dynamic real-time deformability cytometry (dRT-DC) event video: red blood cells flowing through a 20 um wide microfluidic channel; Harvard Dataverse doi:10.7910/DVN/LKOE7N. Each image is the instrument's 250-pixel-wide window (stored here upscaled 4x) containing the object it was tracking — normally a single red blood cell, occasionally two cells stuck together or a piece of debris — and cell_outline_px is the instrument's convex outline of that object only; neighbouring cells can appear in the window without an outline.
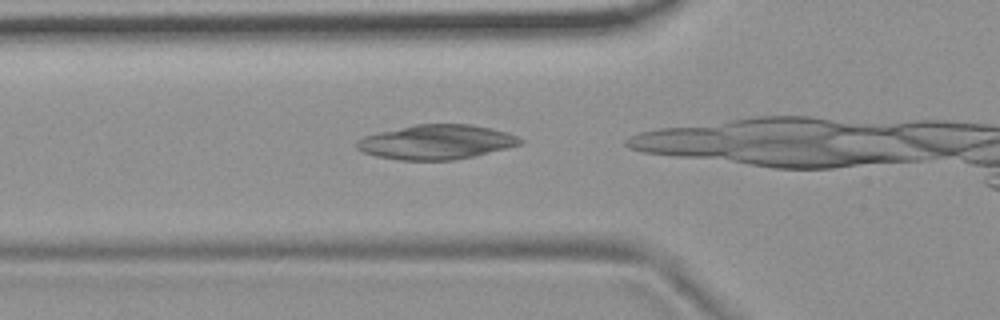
{"species": "common noctule bat (a hibernating species)", "species_latin": "Nyctalus noctula", "temperature_condition": "room temperature", "stored_images_in_passage": 7, "camera_frame_rate_fps": 3000, "um_per_image_px": 0.085, "animal": {"sex": "female", "body_mass_g": 19.9}, "frame": {"image": 1, "passage_image": 2, "time_ms": 0.333, "image_size_px": [1000, 320], "cell_outline_px": [[524, 140], [520, 144], [472, 156], [452, 160], [400, 160], [376, 156], [364, 152], [356, 148], [356, 140], [364, 136], [412, 124], [472, 124], [508, 132]], "centroid_in_image_um": [37.05, 12.06], "position_along_channel_um": 88.7, "area_um2": 32.66}}